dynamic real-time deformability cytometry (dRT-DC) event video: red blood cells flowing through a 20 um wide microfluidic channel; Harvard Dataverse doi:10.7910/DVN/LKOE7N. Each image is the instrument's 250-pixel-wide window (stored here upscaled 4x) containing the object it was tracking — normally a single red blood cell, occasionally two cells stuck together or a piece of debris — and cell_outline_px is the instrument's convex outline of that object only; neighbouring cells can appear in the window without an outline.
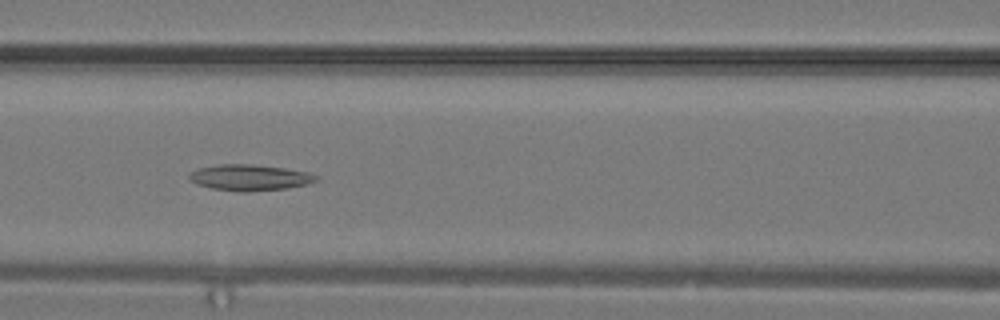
{"species": "common noctule bat (a hibernating species)", "species_latin": "Nyctalus noctula", "temperature_condition": "warm", "stored_images_in_passage": 22, "camera_frame_rate_fps": 3000, "um_per_image_px": 0.085, "animal": {"sex": "male", "body_mass_g": 19.2, "forearm_length_mm": 51.8}, "frame": {"image": 1, "passage_image": 13, "time_ms": 4.0, "image_size_px": [1000, 320], "cell_outline_px": [[320, 180], [288, 188], [244, 192], [240, 192], [212, 188], [196, 184], [188, 180], [188, 176], [196, 168], [216, 164], [252, 164], [284, 168], [304, 172], [316, 176]], "centroid_in_image_um": [21.14, 15.09], "position_along_channel_um": 145.5, "area_um2": 19.19}}
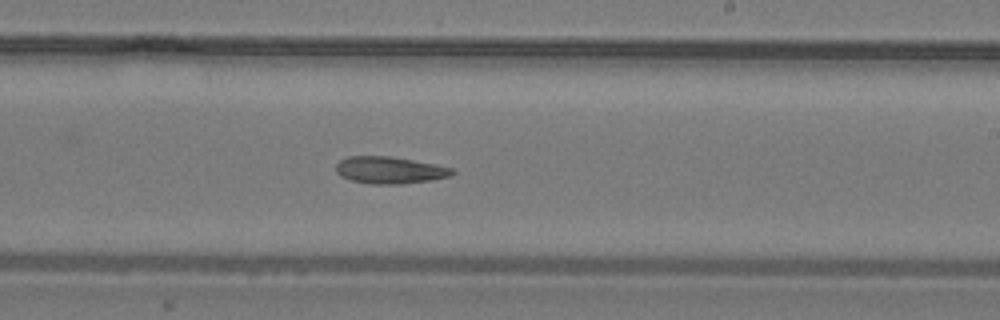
{"frame": {"image": 2, "passage_image": 18, "time_ms": 5.667, "image_size_px": [1000, 320], "cell_outline_px": [[456, 172], [448, 176], [432, 180], [400, 184], [372, 184], [352, 180], [340, 176], [336, 172], [336, 164], [340, 160], [348, 156], [388, 156], [436, 164], [452, 168]], "centroid_in_image_um": [33.11, 14.46], "position_along_channel_um": 255.9, "area_um2": 18.21}}
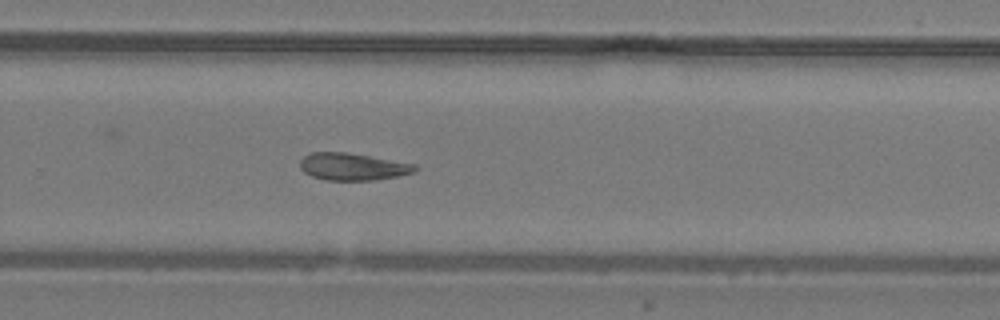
{"frame": {"image": 3, "passage_image": 20, "time_ms": 6.333, "image_size_px": [1000, 320], "cell_outline_px": [[416, 168], [412, 172], [396, 176], [372, 180], [324, 180], [312, 176], [304, 172], [300, 168], [300, 160], [304, 156], [312, 152], [348, 152], [416, 164]], "centroid_in_image_um": [29.93, 14.16], "position_along_channel_um": 299.9, "area_um2": 18.09}}